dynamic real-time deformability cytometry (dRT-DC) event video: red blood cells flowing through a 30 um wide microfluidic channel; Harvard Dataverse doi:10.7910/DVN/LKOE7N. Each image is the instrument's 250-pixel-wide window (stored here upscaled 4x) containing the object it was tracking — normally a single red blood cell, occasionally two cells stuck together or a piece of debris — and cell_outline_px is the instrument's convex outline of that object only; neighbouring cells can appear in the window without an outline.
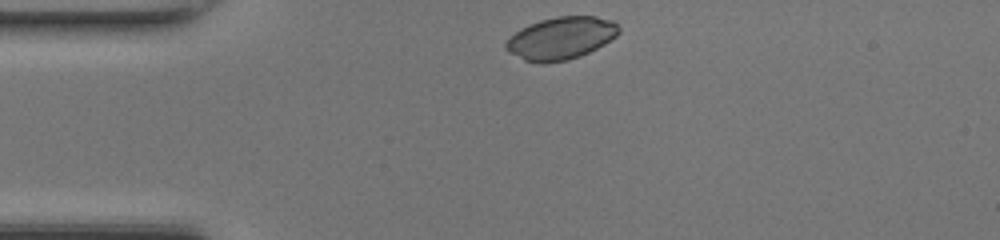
{"species": "common noctule bat (a hibernating species)", "species_latin": "Nyctalus noctula", "temperature_condition": "room temperature", "stored_images_in_passage": 30, "camera_frame_rate_fps": 3000, "um_per_image_px": 0.085, "animal": {"sex": "female", "body_mass_g": 17.0, "forearm_length_mm": 48.0}, "frame": {"image": 1, "passage_image": 1, "time_ms": 0.0, "image_size_px": [1000, 240], "cell_outline_px": [[620, 32], [616, 36], [604, 44], [580, 56], [568, 60], [540, 64], [524, 60], [508, 52], [504, 48], [504, 44], [520, 28], [528, 24], [540, 20], [556, 16], [596, 16], [612, 20], [620, 28]], "centroid_in_image_um": [47.67, 3.25], "position_along_channel_um": 37.3, "area_um2": 28.03}}
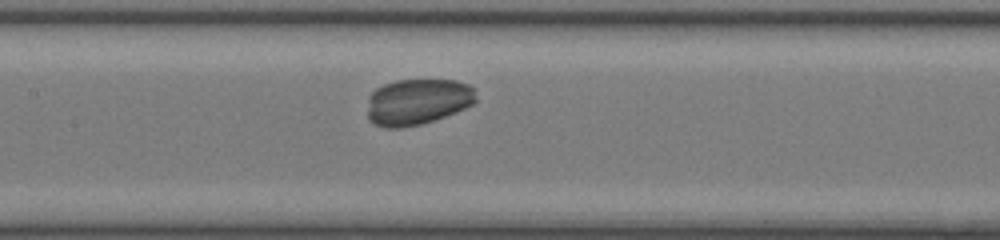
{"frame": {"image": 2, "passage_image": 13, "time_ms": 4.0, "image_size_px": [1000, 240], "cell_outline_px": [[476, 100], [472, 104], [464, 108], [444, 116], [420, 124], [400, 128], [384, 128], [368, 120], [368, 96], [376, 88], [384, 84], [396, 80], [456, 80], [468, 84], [472, 88]], "centroid_in_image_um": [35.44, 8.64], "position_along_channel_um": 172.0, "area_um2": 29.02}}
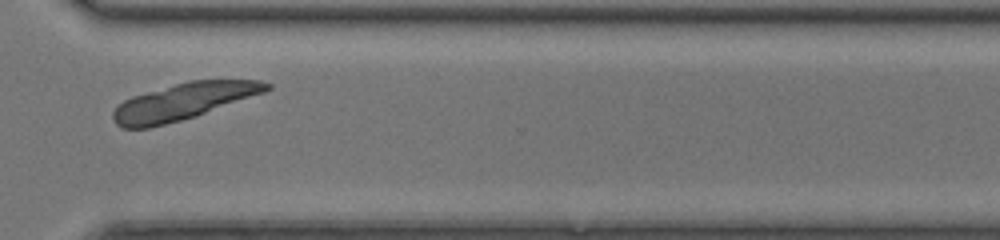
{"frame": {"image": 3, "passage_image": 26, "time_ms": 8.333, "image_size_px": [1000, 240], "cell_outline_px": [[272, 88], [264, 92], [180, 120], [148, 128], [120, 128], [112, 120], [112, 112], [124, 100], [132, 96], [188, 80], [260, 80], [272, 84]], "centroid_in_image_um": [15.54, 8.61], "position_along_channel_um": 355.1, "area_um2": 32.08}}